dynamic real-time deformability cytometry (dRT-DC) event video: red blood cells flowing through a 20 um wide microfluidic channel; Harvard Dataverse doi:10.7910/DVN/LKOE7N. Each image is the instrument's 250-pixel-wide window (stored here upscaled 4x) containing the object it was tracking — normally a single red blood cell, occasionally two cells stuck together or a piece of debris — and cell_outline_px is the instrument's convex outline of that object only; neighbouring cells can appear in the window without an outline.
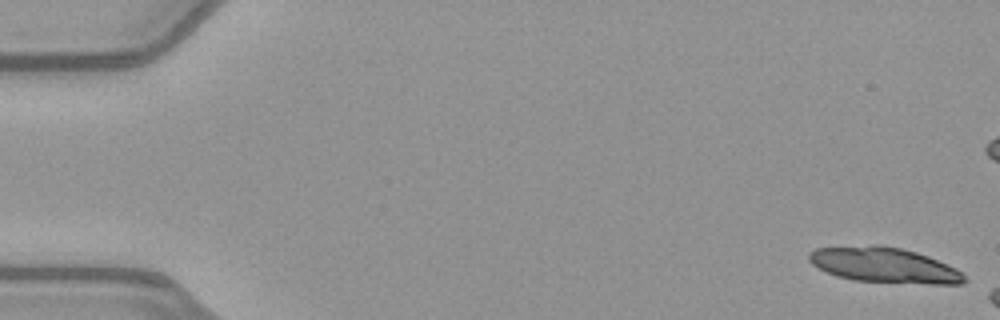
{"species": "common noctule bat (a hibernating species)", "species_latin": "Nyctalus noctula", "temperature_condition": "warm", "stored_images_in_passage": 47, "camera_frame_rate_fps": 3000, "um_per_image_px": 0.085, "animal": {"sex": "female", "body_mass_g": 21.9}, "frame": {"image": 1, "passage_image": 1, "time_ms": 0.0, "image_size_px": [1000, 320], "cell_outline_px": [[968, 280], [964, 284], [932, 284], [852, 280], [836, 276], [812, 264], [808, 260], [808, 252], [816, 248], [872, 244], [880, 244], [900, 248], [916, 252], [928, 256], [948, 264], [956, 268]], "centroid_in_image_um": [75.16, 22.52], "position_along_channel_um": 9.8, "area_um2": 32.08}}
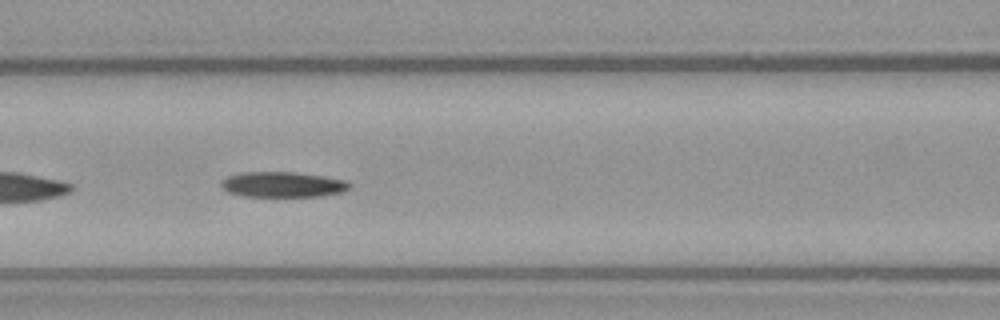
{"frame": {"image": 2, "passage_image": 23, "time_ms": 7.333, "image_size_px": [1000, 320], "cell_outline_px": [[348, 188], [340, 192], [320, 196], [244, 196], [228, 192], [220, 184], [220, 180], [228, 176], [244, 172], [296, 172], [324, 176], [344, 180], [348, 184]], "centroid_in_image_um": [23.97, 15.67], "position_along_channel_um": 142.6, "area_um2": 18.73}}
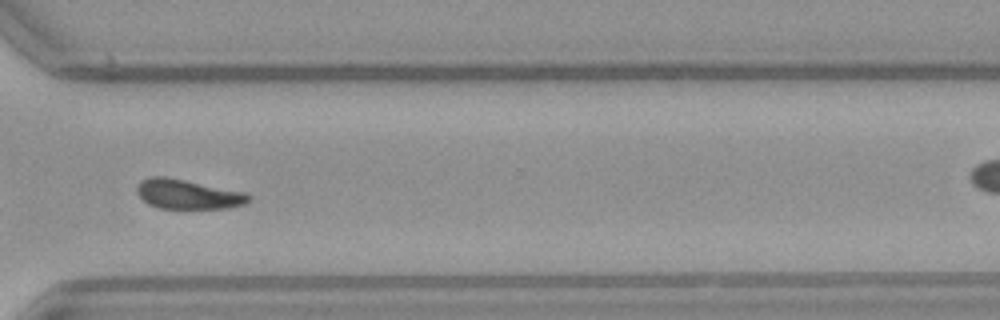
{"frame": {"image": 3, "passage_image": 39, "time_ms": 12.667, "image_size_px": [1000, 320], "cell_outline_px": [[252, 196], [244, 204], [228, 208], [160, 208], [148, 204], [136, 192], [136, 188], [140, 180], [148, 176], [168, 176], [244, 192]], "centroid_in_image_um": [15.93, 16.49], "position_along_channel_um": 354.7, "area_um2": 19.31}, "authors_computed_cell_mechanics": {"area_um2": 20.1722, "velocity_mm_per_s": 3.9801, "shape_relaxation_time_tau1_ms": 5.4194, "shape_relaxation_time_tau2_ms": 10.071, "deformation_change_tau1": 0.1642, "deformation_change_tau2": 0.19}}